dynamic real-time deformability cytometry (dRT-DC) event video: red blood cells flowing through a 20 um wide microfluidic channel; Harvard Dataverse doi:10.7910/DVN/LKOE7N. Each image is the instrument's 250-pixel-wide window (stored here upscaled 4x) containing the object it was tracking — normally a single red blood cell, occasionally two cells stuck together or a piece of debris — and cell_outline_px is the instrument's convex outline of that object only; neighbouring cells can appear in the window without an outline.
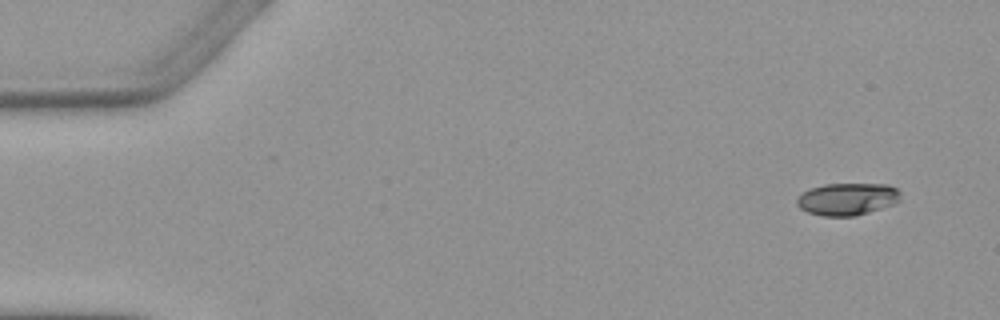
{"species": "Egyptian fruit bat (a non-hibernating species)", "species_latin": "Rousettus aegyptiacus", "temperature_condition": "warm", "stored_images_in_passage": 5, "camera_frame_rate_fps": 3000, "um_per_image_px": 0.085, "animal": {"sex": "female"}, "frame": {"image": 1, "passage_image": 1, "time_ms": 0.0, "image_size_px": [1000, 320], "cell_outline_px": [[900, 200], [892, 204], [856, 216], [820, 216], [808, 212], [800, 208], [796, 204], [796, 200], [804, 192], [812, 188], [824, 184], [888, 184], [896, 188], [900, 192]], "centroid_in_image_um": [72.02, 16.92], "position_along_channel_um": 13.0, "area_um2": 19.36}}
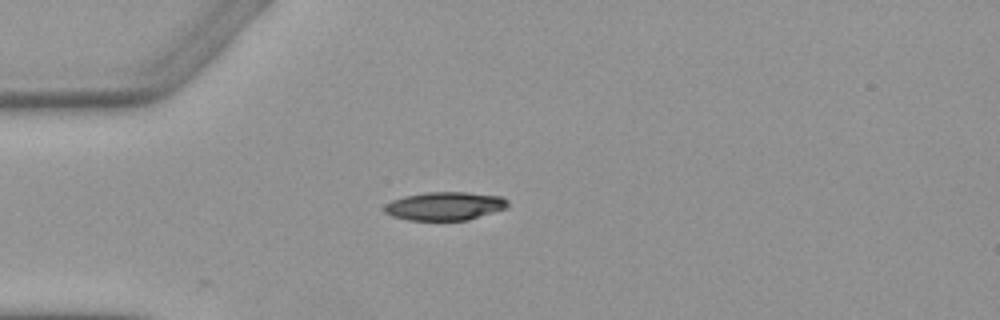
{"frame": {"image": 2, "passage_image": 4, "time_ms": 3.667, "image_size_px": [1000, 320], "cell_outline_px": [[508, 204], [504, 208], [468, 220], [408, 220], [392, 216], [384, 212], [384, 204], [392, 200], [404, 196], [428, 192], [468, 192], [500, 196], [508, 200]], "centroid_in_image_um": [37.77, 17.51], "position_along_channel_um": 47.2, "area_um2": 20.29}}